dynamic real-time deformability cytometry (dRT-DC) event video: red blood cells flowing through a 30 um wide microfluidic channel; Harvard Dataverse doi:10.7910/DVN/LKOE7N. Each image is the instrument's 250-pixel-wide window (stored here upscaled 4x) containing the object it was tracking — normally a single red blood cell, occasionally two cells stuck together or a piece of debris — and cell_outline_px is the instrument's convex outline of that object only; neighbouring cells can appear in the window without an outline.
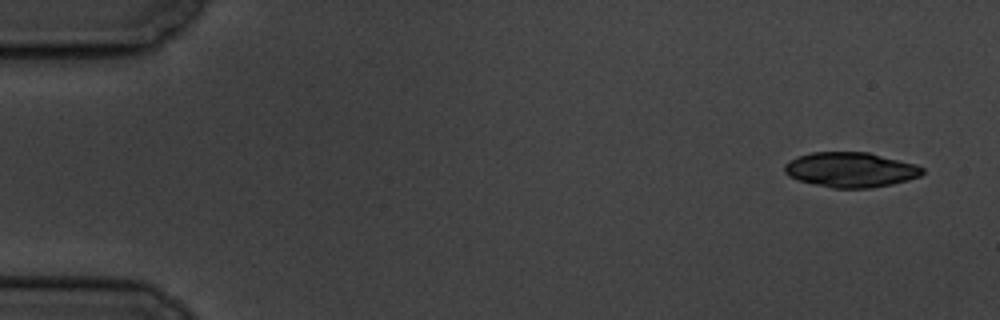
{"species": "common noctule bat (a hibernating species)", "species_latin": "Nyctalus noctula", "temperature_condition": "cold", "stored_images_in_passage": 5, "camera_frame_rate_fps": 3000, "um_per_image_px": 0.085, "animal": {"sex": "male", "body_mass_g": 19.5, "forearm_length_mm": 54.6}, "frame": {"image": 1, "passage_image": 1, "time_ms": 0.0, "image_size_px": [1000, 320], "cell_outline_px": [[924, 172], [920, 176], [908, 180], [892, 184], [872, 188], [832, 188], [800, 180], [788, 176], [784, 172], [784, 164], [788, 160], [796, 156], [812, 152], [868, 152], [916, 164], [924, 168]], "centroid_in_image_um": [72.3, 14.42], "position_along_channel_um": 12.7, "area_um2": 28.21}}